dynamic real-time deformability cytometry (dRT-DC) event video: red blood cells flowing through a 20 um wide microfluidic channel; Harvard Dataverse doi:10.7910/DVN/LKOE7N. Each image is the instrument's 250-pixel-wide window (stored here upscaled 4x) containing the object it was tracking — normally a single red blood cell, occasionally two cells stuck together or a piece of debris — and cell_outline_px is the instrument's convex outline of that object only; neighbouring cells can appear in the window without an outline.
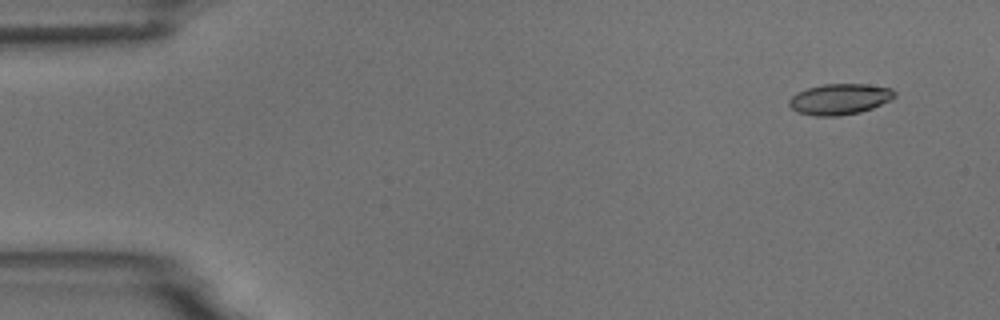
{"species": "common noctule bat (a hibernating species)", "species_latin": "Nyctalus noctula", "temperature_condition": "room temperature", "stored_images_in_passage": 8, "camera_frame_rate_fps": 3000, "um_per_image_px": 0.085, "animal": {"sex": "male", "body_mass_g": 18.8}, "frame": {"image": 1, "passage_image": 1, "time_ms": 0.0, "image_size_px": [1000, 320], "cell_outline_px": [[896, 96], [892, 100], [872, 108], [860, 112], [840, 116], [816, 116], [796, 112], [788, 104], [788, 100], [792, 96], [808, 88], [824, 84], [864, 84], [892, 88], [896, 92]], "centroid_in_image_um": [71.4, 8.43], "position_along_channel_um": 13.6, "area_um2": 19.02}}
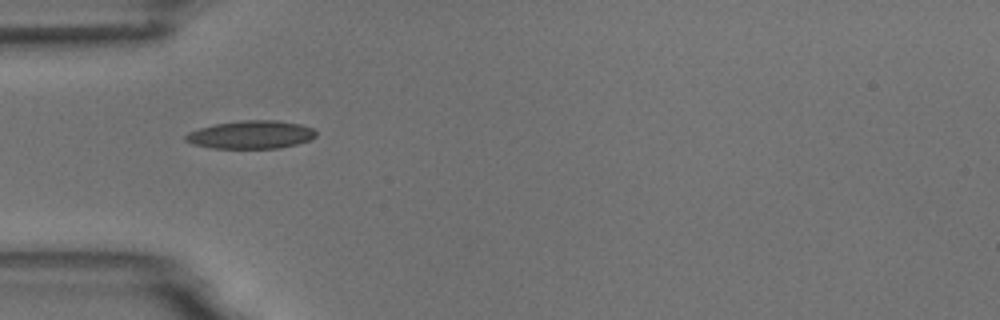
{"frame": {"image": 2, "passage_image": 4, "time_ms": 4.333, "image_size_px": [1000, 320], "cell_outline_px": [[316, 136], [312, 140], [280, 148], [212, 148], [192, 144], [184, 140], [184, 136], [188, 132], [200, 128], [216, 124], [244, 120], [276, 120], [300, 124], [312, 128], [316, 132]], "centroid_in_image_um": [21.34, 11.45], "position_along_channel_um": 63.7, "area_um2": 21.33}}
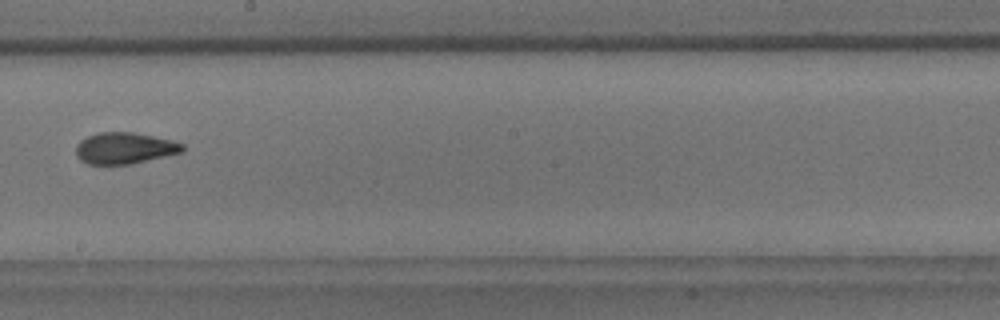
{"frame": {"image": 3, "passage_image": 8, "time_ms": 9.0, "image_size_px": [1000, 320], "cell_outline_px": [[184, 152], [132, 164], [88, 164], [80, 160], [76, 156], [76, 144], [80, 140], [88, 136], [100, 132], [132, 132], [172, 140], [184, 144]], "centroid_in_image_um": [10.59, 12.6], "position_along_channel_um": 237.6, "area_um2": 19.59}}